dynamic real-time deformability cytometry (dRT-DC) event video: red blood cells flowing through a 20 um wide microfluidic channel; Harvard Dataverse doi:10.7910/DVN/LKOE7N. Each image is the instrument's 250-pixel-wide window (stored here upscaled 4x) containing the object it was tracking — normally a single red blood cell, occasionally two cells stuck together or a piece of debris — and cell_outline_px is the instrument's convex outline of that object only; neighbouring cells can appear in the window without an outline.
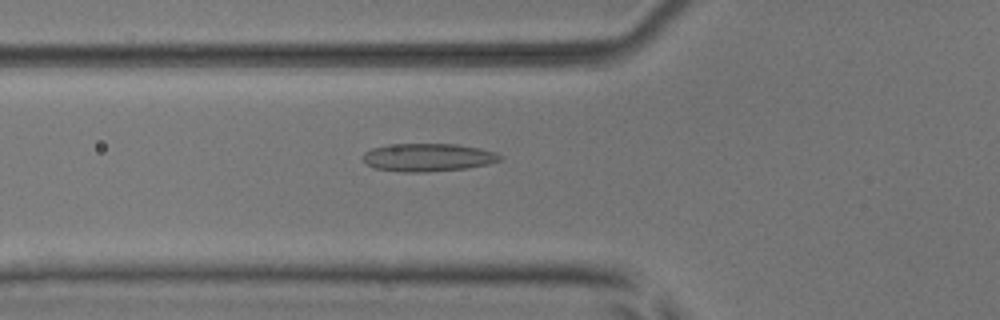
{"species": "common noctule bat (a hibernating species)", "species_latin": "Nyctalus noctula", "temperature_condition": "room temperature", "stored_images_in_passage": 43, "camera_frame_rate_fps": 3000, "um_per_image_px": 0.085, "animal": {"sex": "male", "body_mass_g": 17.9, "forearm_length_mm": 54.2}, "frame": {"image": 1, "passage_image": 10, "time_ms": 3.0, "image_size_px": [1000, 320], "cell_outline_px": [[504, 160], [488, 164], [468, 168], [424, 172], [404, 172], [376, 168], [368, 164], [360, 156], [364, 152], [372, 148], [388, 144], [456, 144], [480, 148], [496, 152], [504, 156]], "centroid_in_image_um": [36.42, 13.37], "position_along_channel_um": 89.4, "area_um2": 22.54}}
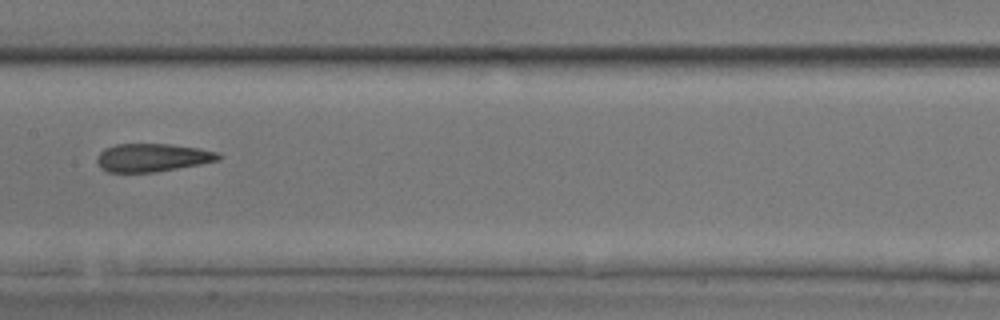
{"frame": {"image": 2, "passage_image": 18, "time_ms": 5.667, "image_size_px": [1000, 320], "cell_outline_px": [[220, 160], [200, 164], [156, 172], [108, 172], [100, 168], [96, 160], [96, 156], [104, 148], [116, 144], [172, 144], [200, 148], [220, 152]], "centroid_in_image_um": [12.95, 13.39], "position_along_channel_um": 194.5, "area_um2": 20.11}}
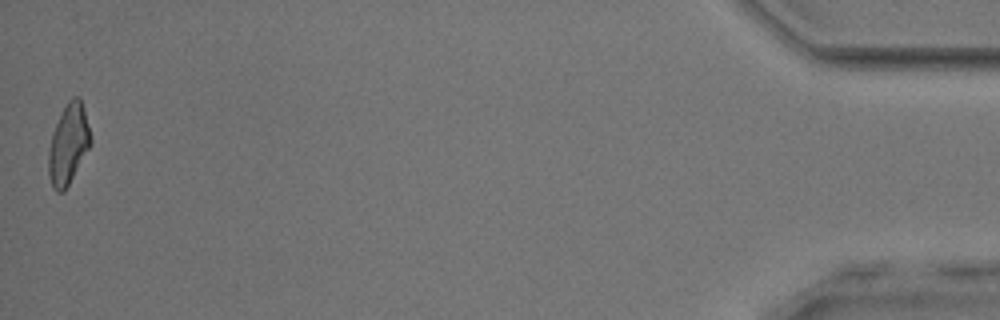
{"frame": {"image": 3, "passage_image": 43, "time_ms": 14.0, "image_size_px": [1000, 320], "cell_outline_px": [[92, 144], [64, 192], [56, 192], [52, 188], [48, 176], [48, 152], [52, 132], [68, 100], [72, 96], [80, 96], [92, 140]], "centroid_in_image_um": [5.8, 12.29], "position_along_channel_um": 429.4, "area_um2": 19.71}, "authors_computed_cell_mechanics": {"area_um2": 20.2878, "velocity_mm_per_s": 3.9303, "shape_relaxation_time_tau1_ms": null, "shape_relaxation_time_tau2_ms": 2.039, "deformation_change_tau1": null, "deformation_change_tau2": 0.1212}}